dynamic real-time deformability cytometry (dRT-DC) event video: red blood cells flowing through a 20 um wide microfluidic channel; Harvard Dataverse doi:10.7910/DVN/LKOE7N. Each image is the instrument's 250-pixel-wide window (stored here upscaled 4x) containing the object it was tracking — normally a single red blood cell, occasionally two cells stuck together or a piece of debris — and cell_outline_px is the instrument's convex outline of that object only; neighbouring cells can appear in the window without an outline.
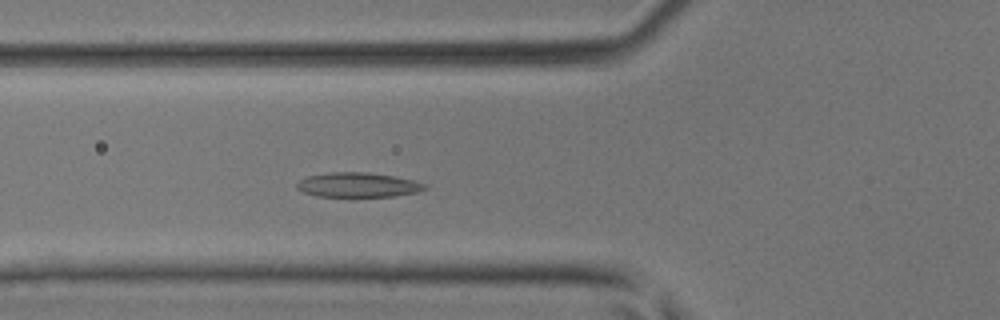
{"species": "common noctule bat (a hibernating species)", "species_latin": "Nyctalus noctula", "temperature_condition": "room temperature", "stored_images_in_passage": 32, "camera_frame_rate_fps": 3000, "um_per_image_px": 0.085, "animal": {"sex": "male", "body_mass_g": 17.9, "forearm_length_mm": 54.2}, "frame": {"image": 1, "passage_image": 13, "time_ms": 4.0, "image_size_px": [1000, 320], "cell_outline_px": [[428, 188], [416, 192], [392, 196], [316, 196], [304, 192], [296, 188], [296, 184], [300, 180], [308, 176], [332, 172], [368, 172], [392, 176], [412, 180], [428, 184]], "centroid_in_image_um": [30.43, 15.71], "position_along_channel_um": 95.4, "area_um2": 18.15}}
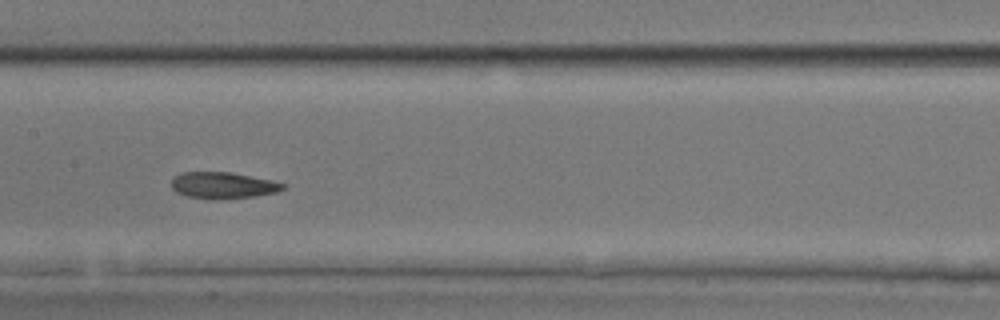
{"frame": {"image": 2, "passage_image": 19, "time_ms": 6.0, "image_size_px": [1000, 320], "cell_outline_px": [[284, 188], [276, 192], [252, 196], [224, 200], [212, 200], [188, 196], [176, 192], [172, 188], [172, 180], [180, 172], [228, 172], [272, 180], [284, 184]], "centroid_in_image_um": [18.92, 15.76], "position_along_channel_um": 188.5, "area_um2": 17.11}}
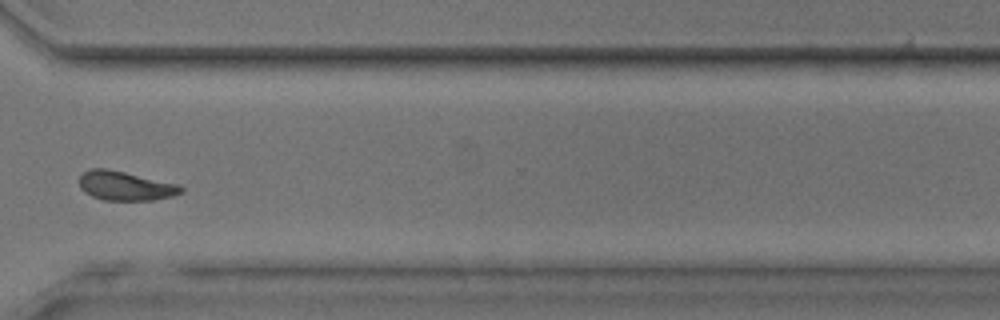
{"frame": {"image": 3, "passage_image": 30, "time_ms": 9.667, "image_size_px": [1000, 320], "cell_outline_px": [[184, 192], [172, 196], [152, 200], [104, 200], [92, 196], [84, 192], [80, 188], [80, 176], [88, 168], [108, 168], [180, 184], [184, 188]], "centroid_in_image_um": [10.68, 15.79], "position_along_channel_um": 359.9, "area_um2": 17.51}}